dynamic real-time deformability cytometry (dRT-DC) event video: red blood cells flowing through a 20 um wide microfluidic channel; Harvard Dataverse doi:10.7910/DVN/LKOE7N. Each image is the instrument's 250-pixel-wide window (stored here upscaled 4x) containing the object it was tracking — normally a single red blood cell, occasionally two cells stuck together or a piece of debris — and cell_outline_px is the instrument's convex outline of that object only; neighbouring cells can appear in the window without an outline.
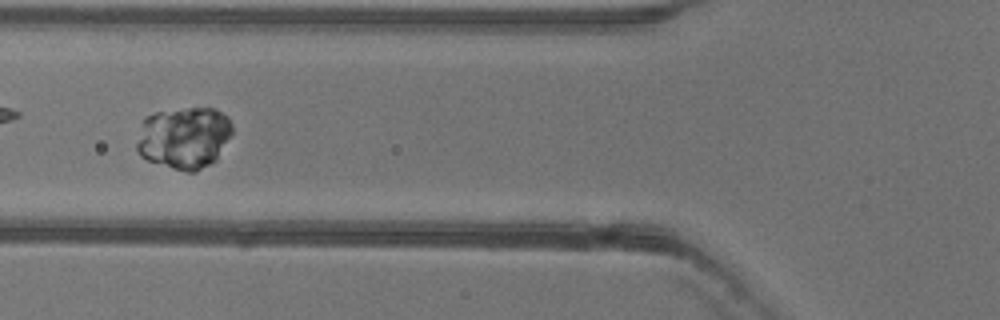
{"species": "common noctule bat (a hibernating species)", "species_latin": "Nyctalus noctula", "temperature_condition": "warm", "stored_images_in_passage": 30, "camera_frame_rate_fps": 3000, "um_per_image_px": 0.085, "animal": {"sex": "female"}, "frame": {"image": 1, "passage_image": 12, "time_ms": 3.667, "image_size_px": [1000, 320], "cell_outline_px": [[232, 132], [216, 160], [196, 172], [188, 172], [148, 160], [140, 156], [136, 148], [136, 144], [144, 116], [156, 112], [188, 108], [212, 108], [228, 116], [232, 124]], "centroid_in_image_um": [15.64, 11.7], "position_along_channel_um": 110.2, "area_um2": 34.33}}
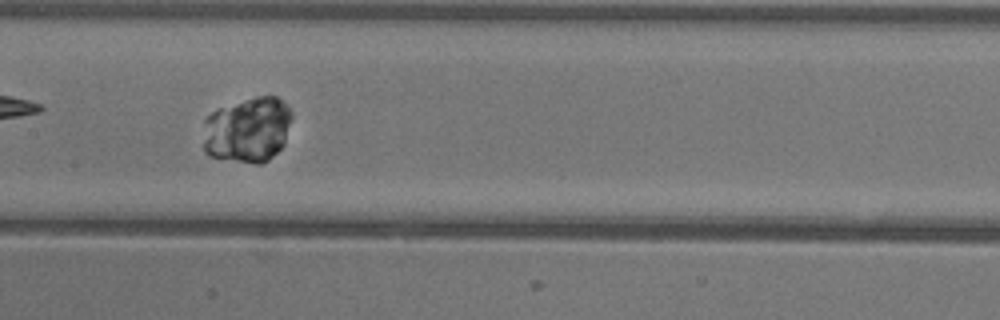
{"frame": {"image": 2, "passage_image": 18, "time_ms": 5.667, "image_size_px": [1000, 320], "cell_outline_px": [[292, 116], [284, 144], [268, 160], [260, 164], [256, 164], [212, 156], [204, 152], [204, 120], [212, 112], [220, 108], [256, 96], [276, 96], [292, 112]], "centroid_in_image_um": [21.05, 11.03], "position_along_channel_um": 186.3, "area_um2": 33.47}}
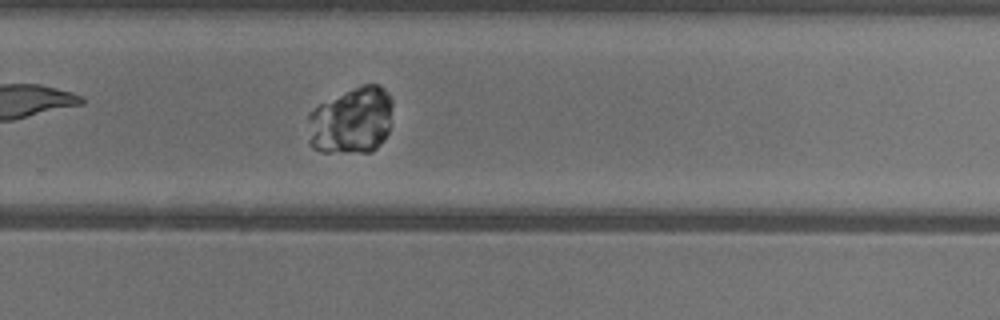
{"frame": {"image": 3, "passage_image": 27, "time_ms": 8.667, "image_size_px": [1000, 320], "cell_outline_px": [[392, 104], [388, 132], [380, 144], [372, 152], [320, 152], [312, 148], [308, 144], [308, 112], [320, 104], [364, 84], [376, 84], [384, 88], [388, 92], [392, 100]], "centroid_in_image_um": [29.85, 10.28], "position_along_channel_um": 300.0, "area_um2": 33.06}}